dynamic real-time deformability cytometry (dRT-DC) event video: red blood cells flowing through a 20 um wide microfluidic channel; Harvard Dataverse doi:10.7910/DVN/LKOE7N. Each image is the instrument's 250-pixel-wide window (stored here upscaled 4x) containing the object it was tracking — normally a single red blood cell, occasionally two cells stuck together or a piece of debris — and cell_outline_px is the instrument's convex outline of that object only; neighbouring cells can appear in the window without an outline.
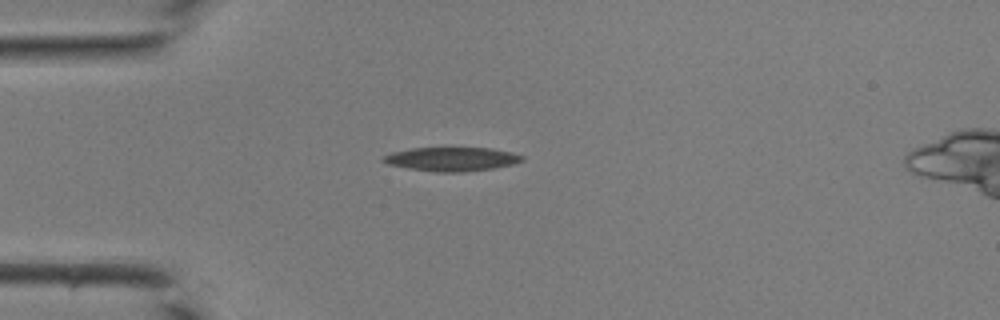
{"species": "common noctule bat (a hibernating species)", "species_latin": "Nyctalus noctula", "temperature_condition": "room temperature", "stored_images_in_passage": 33, "camera_frame_rate_fps": 3000, "um_per_image_px": 0.085, "animal": {"sex": "male", "body_mass_g": 19.0, "forearm_length_mm": 50.8}, "frame": {"image": 1, "passage_image": 1, "time_ms": 0.0, "image_size_px": [1000, 320], "cell_outline_px": [[524, 160], [512, 164], [492, 168], [460, 172], [436, 172], [408, 168], [388, 164], [380, 160], [384, 156], [392, 152], [412, 148], [488, 148], [512, 152], [524, 156]], "centroid_in_image_um": [38.38, 13.52], "position_along_channel_um": 46.6, "area_um2": 19.13}}
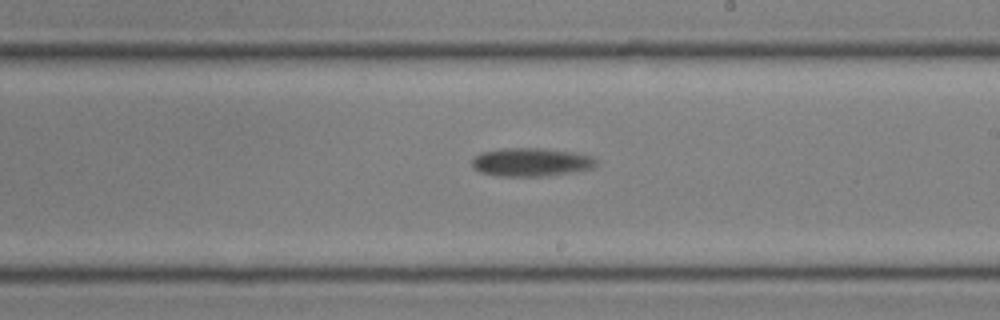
{"frame": {"image": 2, "passage_image": 15, "time_ms": 4.667, "image_size_px": [1000, 320], "cell_outline_px": [[596, 164], [592, 168], [544, 176], [496, 176], [480, 172], [472, 168], [472, 160], [480, 152], [508, 148], [540, 148], [572, 152], [592, 156], [596, 160]], "centroid_in_image_um": [45.09, 13.78], "position_along_channel_um": 243.9, "area_um2": 20.35}}
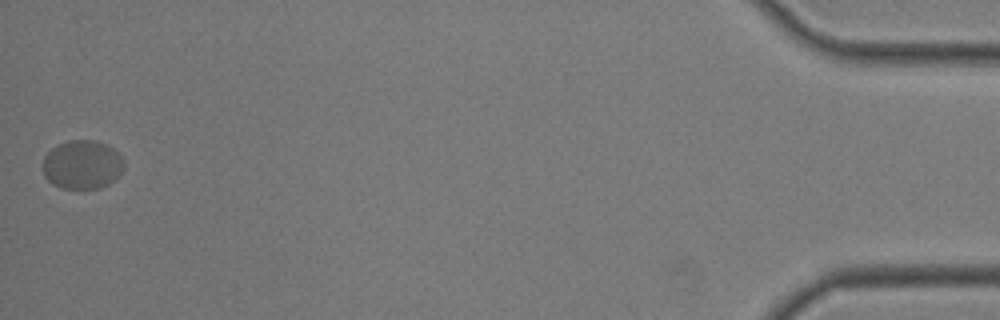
{"frame": {"image": 3, "passage_image": 33, "time_ms": 10.667, "image_size_px": [1000, 320], "cell_outline_px": [[124, 168], [108, 184], [100, 188], [80, 192], [60, 188], [52, 184], [44, 176], [44, 156], [56, 144], [68, 140], [96, 140], [108, 144], [124, 160]], "centroid_in_image_um": [6.97, 14.03], "position_along_channel_um": 428.2, "area_um2": 23.64}}